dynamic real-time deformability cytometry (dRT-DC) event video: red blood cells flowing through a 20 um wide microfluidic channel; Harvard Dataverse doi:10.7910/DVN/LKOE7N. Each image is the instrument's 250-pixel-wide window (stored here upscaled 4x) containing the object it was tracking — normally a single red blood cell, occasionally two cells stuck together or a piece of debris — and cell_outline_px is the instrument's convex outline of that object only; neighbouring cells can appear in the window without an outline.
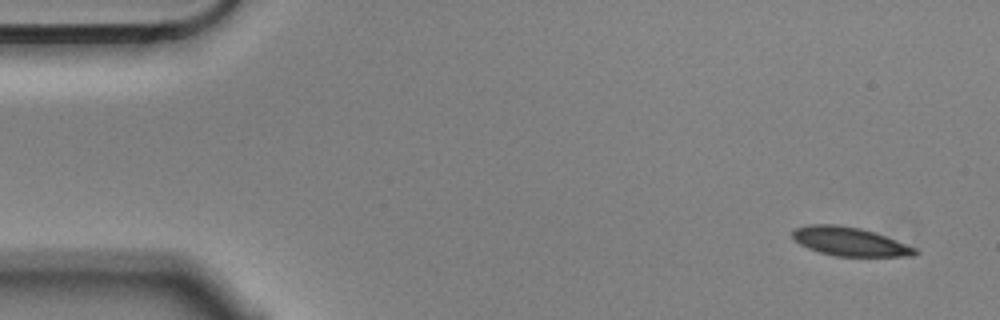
{"species": "Egyptian fruit bat (a non-hibernating species)", "species_latin": "Rousettus aegyptiacus", "temperature_condition": "cold", "stored_images_in_passage": 5, "segment_of_instrument_passage": [1, 2], "camera_frame_rate_fps": 3000, "um_per_image_px": 0.085, "animal": {"sex": "male"}, "frame": {"image": 1, "passage_image": 1, "time_ms": 0.0, "image_size_px": [1000, 320], "cell_outline_px": [[920, 252], [912, 256], [836, 256], [820, 252], [808, 248], [800, 244], [792, 236], [792, 232], [796, 228], [808, 224], [836, 224], [860, 228], [876, 232], [916, 248]], "centroid_in_image_um": [72.24, 20.52], "position_along_channel_um": 12.8, "area_um2": 20.46}}
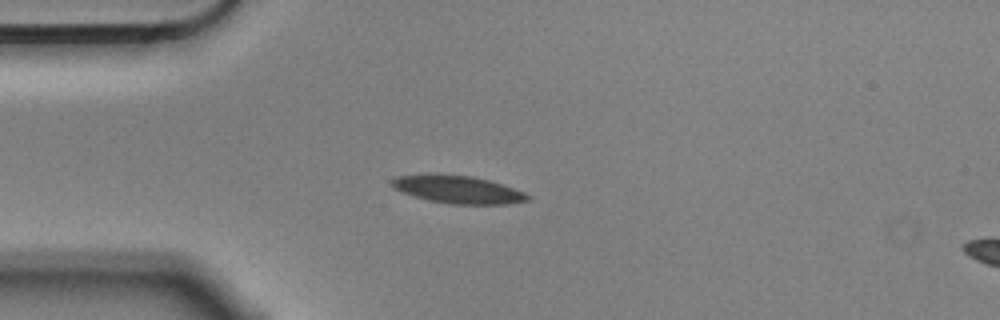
{"frame": {"image": 2, "passage_image": 4, "time_ms": 1.0, "image_size_px": [1000, 320], "cell_outline_px": [[532, 200], [508, 204], [448, 204], [428, 200], [400, 192], [392, 188], [392, 180], [396, 176], [428, 172], [472, 176], [488, 180], [524, 192], [532, 196]], "centroid_in_image_um": [38.87, 16.09], "position_along_channel_um": 46.1, "area_um2": 22.43}}